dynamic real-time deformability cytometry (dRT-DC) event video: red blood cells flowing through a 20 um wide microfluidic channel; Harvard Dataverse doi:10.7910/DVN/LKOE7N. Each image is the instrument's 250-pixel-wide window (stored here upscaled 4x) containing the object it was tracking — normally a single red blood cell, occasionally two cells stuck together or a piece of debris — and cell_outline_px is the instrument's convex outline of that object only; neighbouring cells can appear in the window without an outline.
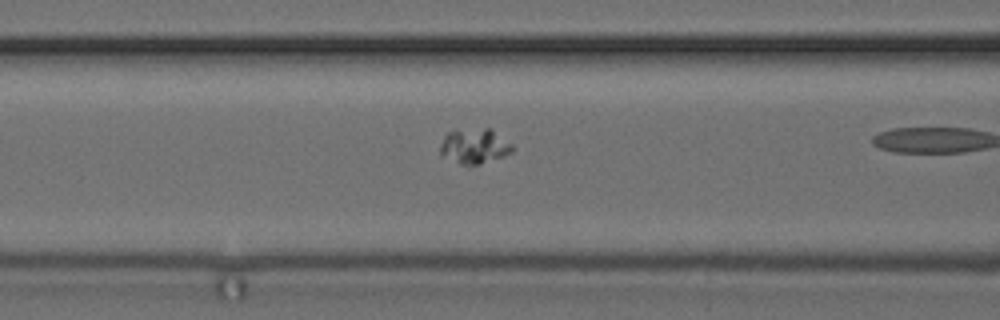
{"species": "common noctule bat (a hibernating species)", "species_latin": "Nyctalus noctula", "temperature_condition": "cold", "stored_images_in_passage": 10, "camera_frame_rate_fps": 3000, "um_per_image_px": 0.085, "animal": {"sex": "female", "body_mass_g": 24.6, "forearm_length_mm": 56.2}, "frame": {"image": 1, "passage_image": 9, "time_ms": 2.667, "image_size_px": [1000, 320], "cell_outline_px": [[516, 148], [512, 152], [480, 164], [460, 164], [440, 156], [440, 144], [444, 136], [448, 132], [484, 128], [492, 128], [512, 144]], "centroid_in_image_um": [40.33, 12.42], "position_along_channel_um": 126.3, "area_um2": 14.68}}